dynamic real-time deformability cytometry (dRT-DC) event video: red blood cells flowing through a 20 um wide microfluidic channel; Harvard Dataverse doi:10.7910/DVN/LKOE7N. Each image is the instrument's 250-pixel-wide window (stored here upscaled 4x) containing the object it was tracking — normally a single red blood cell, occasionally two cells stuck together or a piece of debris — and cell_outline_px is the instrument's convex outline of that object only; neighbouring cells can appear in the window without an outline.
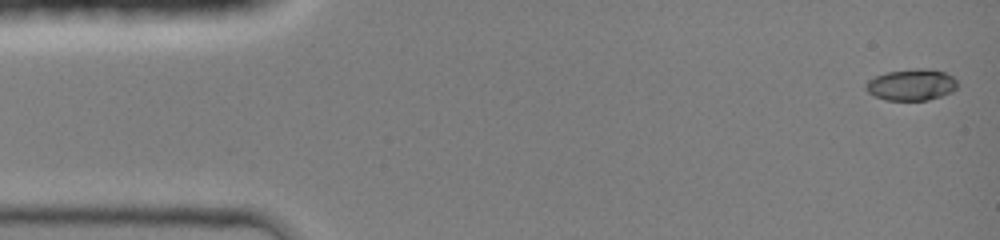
{"species": "common noctule bat (a hibernating species)", "species_latin": "Nyctalus noctula", "temperature_condition": "room temperature", "stored_images_in_passage": 44, "camera_frame_rate_fps": 3000, "um_per_image_px": 0.085, "animal": {"sex": "female", "body_mass_g": 19.0, "forearm_length_mm": 51.5}, "frame": {"image": 1, "passage_image": 1, "time_ms": 0.0, "image_size_px": [1000, 240], "cell_outline_px": [[956, 88], [952, 92], [928, 100], [884, 100], [868, 92], [864, 88], [864, 84], [868, 80], [876, 76], [888, 72], [916, 68], [932, 68], [944, 72], [952, 76], [956, 80]], "centroid_in_image_um": [77.46, 7.2], "position_along_channel_um": 7.5, "area_um2": 16.82}}
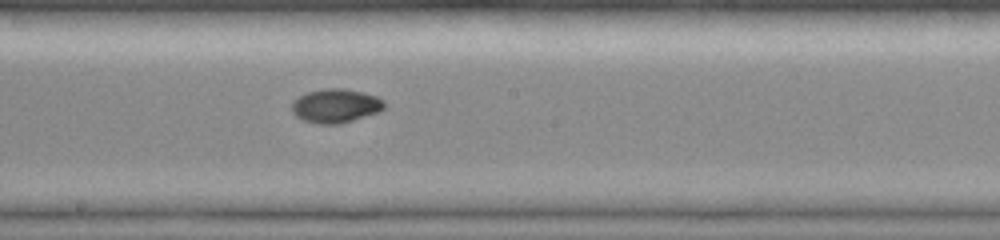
{"frame": {"image": 2, "passage_image": 24, "time_ms": 7.667, "image_size_px": [1000, 240], "cell_outline_px": [[384, 108], [380, 112], [340, 124], [320, 124], [300, 120], [292, 112], [292, 100], [308, 92], [324, 88], [344, 88], [376, 96], [384, 100]], "centroid_in_image_um": [28.52, 9.0], "position_along_channel_um": 219.7, "area_um2": 18.38}}
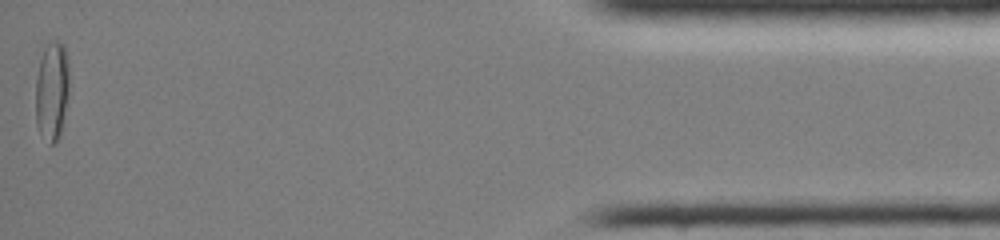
{"frame": {"image": 3, "passage_image": 44, "time_ms": 14.333, "image_size_px": [1000, 240], "cell_outline_px": [[68, 92], [60, 136], [52, 144], [36, 124], [36, 76], [40, 60], [44, 48], [52, 40], [56, 40], [64, 44], [68, 56]], "centroid_in_image_um": [4.42, 7.62], "position_along_channel_um": 430.8, "area_um2": 19.07}, "authors_computed_cell_mechanics": {"area_um2": 17.2822, "velocity_mm_per_s": 4.3293, "shape_relaxation_time_tau1_ms": 8.2646, "shape_relaxation_time_tau2_ms": 2.0925, "deformation_change_tau1": 0.2631, "deformation_change_tau2": 0.0293}}